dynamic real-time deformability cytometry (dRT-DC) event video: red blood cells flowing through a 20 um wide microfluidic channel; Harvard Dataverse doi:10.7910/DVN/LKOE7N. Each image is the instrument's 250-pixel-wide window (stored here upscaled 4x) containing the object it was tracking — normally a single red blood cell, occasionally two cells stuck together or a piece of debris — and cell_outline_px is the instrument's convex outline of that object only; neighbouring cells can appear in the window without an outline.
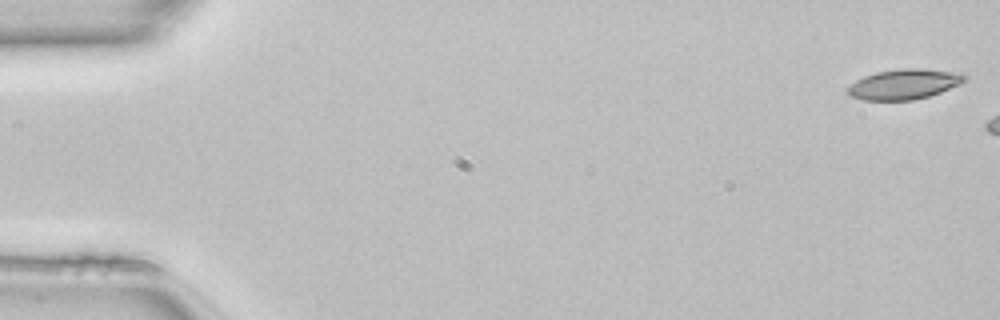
{"species": "common noctule bat (a hibernating species)", "species_latin": "Nyctalus noctula", "temperature_condition": "room temperature", "stored_images_in_passage": 7, "camera_frame_rate_fps": 3000, "um_per_image_px": 0.085, "animal": {"sex": "female", "body_mass_g": 22.7, "forearm_length_mm": 54.2}, "frame": {"image": 1, "passage_image": 1, "time_ms": 0.0, "image_size_px": [1000, 320], "cell_outline_px": [[968, 76], [964, 80], [940, 92], [928, 96], [912, 100], [864, 100], [848, 96], [848, 88], [856, 80], [864, 76], [876, 72], [900, 68], [920, 68], [960, 72]], "centroid_in_image_um": [76.82, 7.14], "position_along_channel_um": 8.2, "area_um2": 20.4}}